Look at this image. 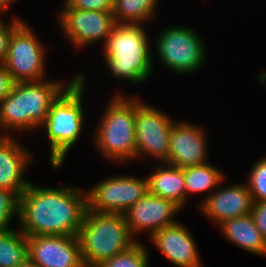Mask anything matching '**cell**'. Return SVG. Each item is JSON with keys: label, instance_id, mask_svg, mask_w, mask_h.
I'll return each instance as SVG.
<instances>
[{"label": "cell", "instance_id": "obj_2", "mask_svg": "<svg viewBox=\"0 0 266 267\" xmlns=\"http://www.w3.org/2000/svg\"><path fill=\"white\" fill-rule=\"evenodd\" d=\"M78 77L69 82L42 80L14 82L10 93L0 101V135L38 130L47 120L52 103Z\"/></svg>", "mask_w": 266, "mask_h": 267}, {"label": "cell", "instance_id": "obj_4", "mask_svg": "<svg viewBox=\"0 0 266 267\" xmlns=\"http://www.w3.org/2000/svg\"><path fill=\"white\" fill-rule=\"evenodd\" d=\"M145 25L116 24L103 45L104 67L115 79L142 84L153 75V52Z\"/></svg>", "mask_w": 266, "mask_h": 267}, {"label": "cell", "instance_id": "obj_16", "mask_svg": "<svg viewBox=\"0 0 266 267\" xmlns=\"http://www.w3.org/2000/svg\"><path fill=\"white\" fill-rule=\"evenodd\" d=\"M205 196L199 204L200 211L216 227L232 218L250 214L254 203L247 183L223 188L219 185L211 195Z\"/></svg>", "mask_w": 266, "mask_h": 267}, {"label": "cell", "instance_id": "obj_25", "mask_svg": "<svg viewBox=\"0 0 266 267\" xmlns=\"http://www.w3.org/2000/svg\"><path fill=\"white\" fill-rule=\"evenodd\" d=\"M19 198L11 191L0 188V231L12 229L11 221L18 218Z\"/></svg>", "mask_w": 266, "mask_h": 267}, {"label": "cell", "instance_id": "obj_24", "mask_svg": "<svg viewBox=\"0 0 266 267\" xmlns=\"http://www.w3.org/2000/svg\"><path fill=\"white\" fill-rule=\"evenodd\" d=\"M247 185L253 202L266 201V155L252 164Z\"/></svg>", "mask_w": 266, "mask_h": 267}, {"label": "cell", "instance_id": "obj_29", "mask_svg": "<svg viewBox=\"0 0 266 267\" xmlns=\"http://www.w3.org/2000/svg\"><path fill=\"white\" fill-rule=\"evenodd\" d=\"M14 81L4 63H0V101L5 99L13 87Z\"/></svg>", "mask_w": 266, "mask_h": 267}, {"label": "cell", "instance_id": "obj_5", "mask_svg": "<svg viewBox=\"0 0 266 267\" xmlns=\"http://www.w3.org/2000/svg\"><path fill=\"white\" fill-rule=\"evenodd\" d=\"M121 94L122 92L109 98L92 137L101 156L110 163L119 165L137 159L136 97Z\"/></svg>", "mask_w": 266, "mask_h": 267}, {"label": "cell", "instance_id": "obj_15", "mask_svg": "<svg viewBox=\"0 0 266 267\" xmlns=\"http://www.w3.org/2000/svg\"><path fill=\"white\" fill-rule=\"evenodd\" d=\"M149 241L177 267H203L194 237L187 226L177 221L149 237Z\"/></svg>", "mask_w": 266, "mask_h": 267}, {"label": "cell", "instance_id": "obj_30", "mask_svg": "<svg viewBox=\"0 0 266 267\" xmlns=\"http://www.w3.org/2000/svg\"><path fill=\"white\" fill-rule=\"evenodd\" d=\"M15 1L17 0H0V17L7 13L6 11Z\"/></svg>", "mask_w": 266, "mask_h": 267}, {"label": "cell", "instance_id": "obj_20", "mask_svg": "<svg viewBox=\"0 0 266 267\" xmlns=\"http://www.w3.org/2000/svg\"><path fill=\"white\" fill-rule=\"evenodd\" d=\"M186 185V204L191 193L211 195L219 185H223L225 174L209 162L183 168Z\"/></svg>", "mask_w": 266, "mask_h": 267}, {"label": "cell", "instance_id": "obj_17", "mask_svg": "<svg viewBox=\"0 0 266 267\" xmlns=\"http://www.w3.org/2000/svg\"><path fill=\"white\" fill-rule=\"evenodd\" d=\"M15 137L0 135V188L13 192L19 198L31 183L25 173L33 163V156Z\"/></svg>", "mask_w": 266, "mask_h": 267}, {"label": "cell", "instance_id": "obj_21", "mask_svg": "<svg viewBox=\"0 0 266 267\" xmlns=\"http://www.w3.org/2000/svg\"><path fill=\"white\" fill-rule=\"evenodd\" d=\"M159 0H113L116 24L147 25L156 15Z\"/></svg>", "mask_w": 266, "mask_h": 267}, {"label": "cell", "instance_id": "obj_23", "mask_svg": "<svg viewBox=\"0 0 266 267\" xmlns=\"http://www.w3.org/2000/svg\"><path fill=\"white\" fill-rule=\"evenodd\" d=\"M148 251V248L138 241L130 249L102 261L96 267H144L149 260L150 254Z\"/></svg>", "mask_w": 266, "mask_h": 267}, {"label": "cell", "instance_id": "obj_7", "mask_svg": "<svg viewBox=\"0 0 266 267\" xmlns=\"http://www.w3.org/2000/svg\"><path fill=\"white\" fill-rule=\"evenodd\" d=\"M159 34V35H158ZM155 39L158 60L178 75L195 73L206 62V47L196 30L183 25L165 27Z\"/></svg>", "mask_w": 266, "mask_h": 267}, {"label": "cell", "instance_id": "obj_6", "mask_svg": "<svg viewBox=\"0 0 266 267\" xmlns=\"http://www.w3.org/2000/svg\"><path fill=\"white\" fill-rule=\"evenodd\" d=\"M77 236L85 267H96L140 241L132 235L124 214L98 213L88 209Z\"/></svg>", "mask_w": 266, "mask_h": 267}, {"label": "cell", "instance_id": "obj_11", "mask_svg": "<svg viewBox=\"0 0 266 267\" xmlns=\"http://www.w3.org/2000/svg\"><path fill=\"white\" fill-rule=\"evenodd\" d=\"M57 15L58 26L74 48L82 50L100 40L103 45L116 25L113 11L61 8Z\"/></svg>", "mask_w": 266, "mask_h": 267}, {"label": "cell", "instance_id": "obj_26", "mask_svg": "<svg viewBox=\"0 0 266 267\" xmlns=\"http://www.w3.org/2000/svg\"><path fill=\"white\" fill-rule=\"evenodd\" d=\"M4 22L3 17H0V63H4L8 53V43L12 32L23 22V19L15 17Z\"/></svg>", "mask_w": 266, "mask_h": 267}, {"label": "cell", "instance_id": "obj_31", "mask_svg": "<svg viewBox=\"0 0 266 267\" xmlns=\"http://www.w3.org/2000/svg\"><path fill=\"white\" fill-rule=\"evenodd\" d=\"M17 267H40L38 264L33 262L29 257H27L19 266Z\"/></svg>", "mask_w": 266, "mask_h": 267}, {"label": "cell", "instance_id": "obj_27", "mask_svg": "<svg viewBox=\"0 0 266 267\" xmlns=\"http://www.w3.org/2000/svg\"><path fill=\"white\" fill-rule=\"evenodd\" d=\"M62 8L79 10L113 11V0H65Z\"/></svg>", "mask_w": 266, "mask_h": 267}, {"label": "cell", "instance_id": "obj_19", "mask_svg": "<svg viewBox=\"0 0 266 267\" xmlns=\"http://www.w3.org/2000/svg\"><path fill=\"white\" fill-rule=\"evenodd\" d=\"M218 228L222 235L237 247L256 256H266V240L250 214L227 220Z\"/></svg>", "mask_w": 266, "mask_h": 267}, {"label": "cell", "instance_id": "obj_1", "mask_svg": "<svg viewBox=\"0 0 266 267\" xmlns=\"http://www.w3.org/2000/svg\"><path fill=\"white\" fill-rule=\"evenodd\" d=\"M74 185L30 183L19 197V229L27 236H77L88 209L87 191Z\"/></svg>", "mask_w": 266, "mask_h": 267}, {"label": "cell", "instance_id": "obj_22", "mask_svg": "<svg viewBox=\"0 0 266 267\" xmlns=\"http://www.w3.org/2000/svg\"><path fill=\"white\" fill-rule=\"evenodd\" d=\"M27 257V236L19 228L0 231V267H17Z\"/></svg>", "mask_w": 266, "mask_h": 267}, {"label": "cell", "instance_id": "obj_13", "mask_svg": "<svg viewBox=\"0 0 266 267\" xmlns=\"http://www.w3.org/2000/svg\"><path fill=\"white\" fill-rule=\"evenodd\" d=\"M203 127L176 120L172 126L167 164L184 168L209 162L208 137Z\"/></svg>", "mask_w": 266, "mask_h": 267}, {"label": "cell", "instance_id": "obj_9", "mask_svg": "<svg viewBox=\"0 0 266 267\" xmlns=\"http://www.w3.org/2000/svg\"><path fill=\"white\" fill-rule=\"evenodd\" d=\"M86 191L88 210L124 214L148 192V179L128 174L109 175Z\"/></svg>", "mask_w": 266, "mask_h": 267}, {"label": "cell", "instance_id": "obj_12", "mask_svg": "<svg viewBox=\"0 0 266 267\" xmlns=\"http://www.w3.org/2000/svg\"><path fill=\"white\" fill-rule=\"evenodd\" d=\"M28 257L40 267H85L78 236L27 237Z\"/></svg>", "mask_w": 266, "mask_h": 267}, {"label": "cell", "instance_id": "obj_8", "mask_svg": "<svg viewBox=\"0 0 266 267\" xmlns=\"http://www.w3.org/2000/svg\"><path fill=\"white\" fill-rule=\"evenodd\" d=\"M34 29L22 22L11 34L4 65L14 82L42 81L46 78V48Z\"/></svg>", "mask_w": 266, "mask_h": 267}, {"label": "cell", "instance_id": "obj_14", "mask_svg": "<svg viewBox=\"0 0 266 267\" xmlns=\"http://www.w3.org/2000/svg\"><path fill=\"white\" fill-rule=\"evenodd\" d=\"M183 210L174 201L147 192L125 213V220L134 237L147 231L149 237L160 229L176 223L175 216Z\"/></svg>", "mask_w": 266, "mask_h": 267}, {"label": "cell", "instance_id": "obj_3", "mask_svg": "<svg viewBox=\"0 0 266 267\" xmlns=\"http://www.w3.org/2000/svg\"><path fill=\"white\" fill-rule=\"evenodd\" d=\"M86 75L78 73V77L52 103L47 120L41 125L50 146V165L60 169L64 165L66 155L79 141L84 130L85 111L83 95Z\"/></svg>", "mask_w": 266, "mask_h": 267}, {"label": "cell", "instance_id": "obj_10", "mask_svg": "<svg viewBox=\"0 0 266 267\" xmlns=\"http://www.w3.org/2000/svg\"><path fill=\"white\" fill-rule=\"evenodd\" d=\"M136 97L135 135L137 160L144 156L166 163L174 119ZM172 118V119H171Z\"/></svg>", "mask_w": 266, "mask_h": 267}, {"label": "cell", "instance_id": "obj_28", "mask_svg": "<svg viewBox=\"0 0 266 267\" xmlns=\"http://www.w3.org/2000/svg\"><path fill=\"white\" fill-rule=\"evenodd\" d=\"M250 215L260 234L266 240V201L254 202Z\"/></svg>", "mask_w": 266, "mask_h": 267}, {"label": "cell", "instance_id": "obj_18", "mask_svg": "<svg viewBox=\"0 0 266 267\" xmlns=\"http://www.w3.org/2000/svg\"><path fill=\"white\" fill-rule=\"evenodd\" d=\"M148 179V192L152 195L174 201L182 209L186 205V185L183 168L161 163Z\"/></svg>", "mask_w": 266, "mask_h": 267}, {"label": "cell", "instance_id": "obj_32", "mask_svg": "<svg viewBox=\"0 0 266 267\" xmlns=\"http://www.w3.org/2000/svg\"><path fill=\"white\" fill-rule=\"evenodd\" d=\"M144 267H149V260L145 263Z\"/></svg>", "mask_w": 266, "mask_h": 267}]
</instances>
